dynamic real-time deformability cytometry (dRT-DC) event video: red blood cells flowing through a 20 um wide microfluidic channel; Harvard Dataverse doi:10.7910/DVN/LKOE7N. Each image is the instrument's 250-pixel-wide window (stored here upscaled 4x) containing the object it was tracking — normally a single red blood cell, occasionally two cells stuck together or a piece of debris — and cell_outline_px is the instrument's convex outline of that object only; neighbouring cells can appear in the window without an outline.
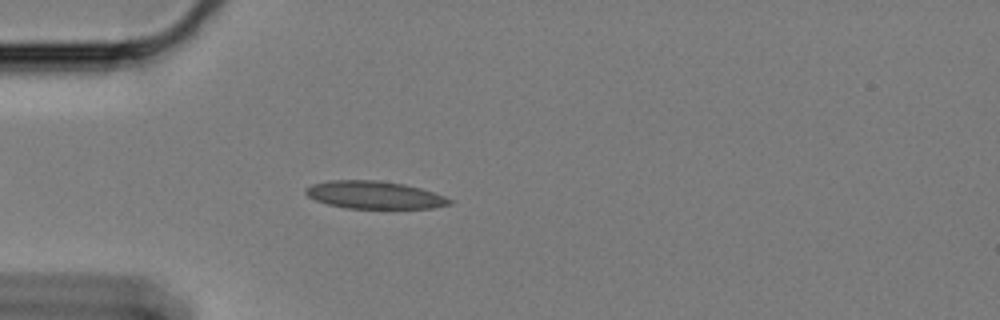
{"species": "Egyptian fruit bat (a non-hibernating species)", "species_latin": "Rousettus aegyptiacus", "temperature_condition": "cold", "stored_images_in_passage": 57, "camera_frame_rate_fps": 3000, "um_per_image_px": 0.085, "animal": {"sex": "female"}, "frame": {"image": 1, "passage_image": 16, "time_ms": 5.0, "image_size_px": [1000, 320], "cell_outline_px": [[452, 204], [432, 208], [348, 208], [328, 204], [316, 200], [308, 196], [304, 192], [304, 188], [312, 184], [328, 180], [376, 180], [404, 184], [420, 188], [444, 196], [452, 200]], "centroid_in_image_um": [31.8, 16.56], "position_along_channel_um": 53.2, "area_um2": 23.06}}
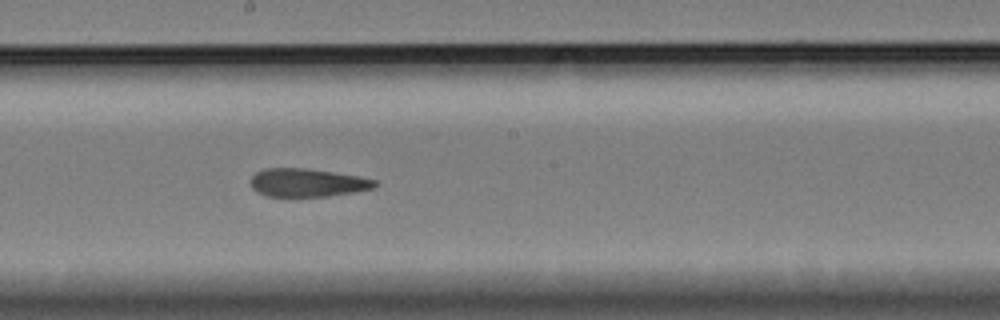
{"frame": {"image": 2, "passage_image": 32, "time_ms": 10.333, "image_size_px": [1000, 320], "cell_outline_px": [[380, 184], [376, 188], [356, 192], [328, 196], [268, 196], [256, 192], [252, 188], [252, 176], [256, 172], [264, 168], [308, 168], [356, 176], [376, 180]], "centroid_in_image_um": [26.16, 15.53], "position_along_channel_um": 222.0, "area_um2": 20.46}}
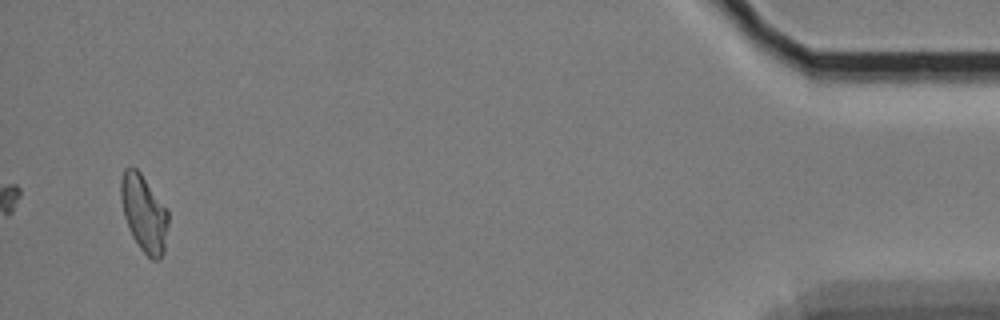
{"frame": {"image": 3, "passage_image": 57, "time_ms": 18.667, "image_size_px": [1000, 320], "cell_outline_px": [[168, 224], [164, 252], [160, 260], [152, 260], [140, 248], [132, 236], [128, 228], [124, 216], [120, 200], [120, 180], [124, 168], [136, 168], [140, 172], [168, 208]], "centroid_in_image_um": [12.24, 18.12], "position_along_channel_um": 423.0, "area_um2": 21.5}, "authors_computed_cell_mechanics": {"area_um2": 21.4438, "velocity_mm_per_s": 3.3216, "shape_relaxation_time_tau1_ms": null, "shape_relaxation_time_tau2_ms": 5.0025, "deformation_change_tau1": null, "deformation_change_tau2": 0.1334}}